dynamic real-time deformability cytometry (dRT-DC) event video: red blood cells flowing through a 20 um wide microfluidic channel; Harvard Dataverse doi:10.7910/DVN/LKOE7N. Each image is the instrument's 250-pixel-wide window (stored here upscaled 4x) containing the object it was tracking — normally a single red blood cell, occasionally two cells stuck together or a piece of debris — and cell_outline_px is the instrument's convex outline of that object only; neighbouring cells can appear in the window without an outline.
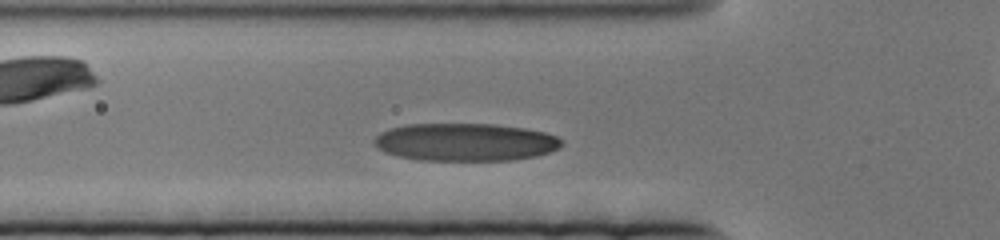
{"species": "human", "species_latin": "Homo sapiens", "temperature_condition": "cold", "stored_images_in_passage": 49, "camera_frame_rate_fps": 3000, "um_per_image_px": 0.085, "donor": {"sex": "female"}, "frame": {"image": 1, "passage_image": 11, "time_ms": 3.333, "image_size_px": [1000, 240], "cell_outline_px": [[564, 144], [560, 148], [536, 156], [512, 160], [420, 160], [396, 156], [384, 152], [376, 148], [372, 144], [372, 140], [380, 132], [404, 124], [496, 124], [524, 128], [544, 132], [556, 136], [564, 140]], "centroid_in_image_um": [39.53, 12.08], "position_along_channel_um": 86.3, "area_um2": 41.62}}
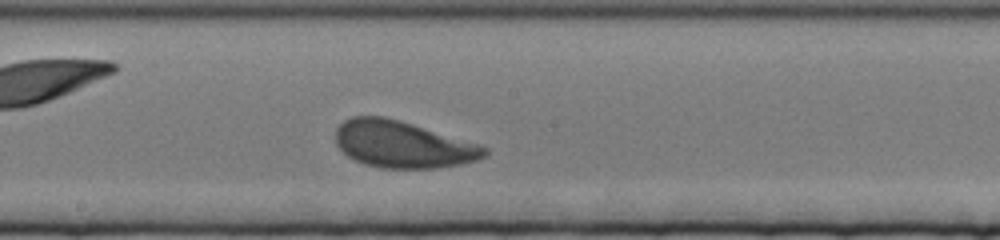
{"frame": {"image": 2, "passage_image": 27, "time_ms": 8.667, "image_size_px": [1000, 240], "cell_outline_px": [[488, 152], [484, 156], [476, 160], [460, 164], [436, 168], [380, 168], [364, 164], [348, 156], [336, 144], [336, 128], [344, 120], [352, 116], [384, 116], [400, 120], [480, 144], [488, 148]], "centroid_in_image_um": [34.22, 12.27], "position_along_channel_um": 214.0, "area_um2": 40.58}}
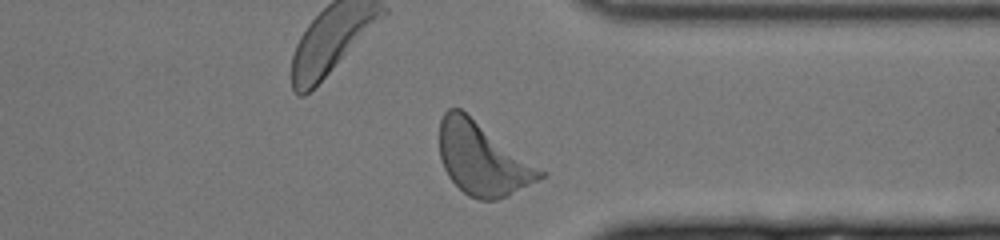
{"frame": {"image": 3, "passage_image": 47, "time_ms": 15.333, "image_size_px": [1000, 240], "cell_outline_px": [[548, 172], [544, 176], [508, 196], [496, 200], [480, 200], [468, 196], [448, 176], [444, 168], [440, 156], [440, 120], [444, 112], [448, 108], [460, 108]], "centroid_in_image_um": [41.02, 13.5], "position_along_channel_um": 370.4, "area_um2": 42.48}}